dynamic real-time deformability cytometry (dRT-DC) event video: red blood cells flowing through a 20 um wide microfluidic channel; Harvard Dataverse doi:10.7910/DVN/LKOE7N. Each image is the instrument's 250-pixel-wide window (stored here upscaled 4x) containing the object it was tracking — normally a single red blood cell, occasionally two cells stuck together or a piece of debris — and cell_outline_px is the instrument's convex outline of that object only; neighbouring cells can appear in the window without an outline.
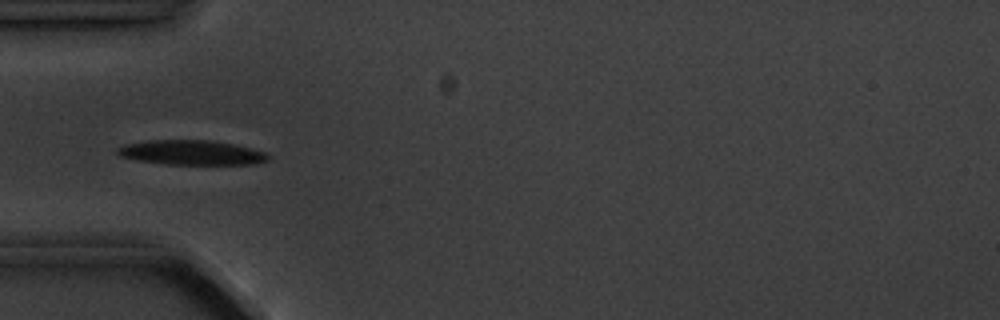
{"species": "common noctule bat (a hibernating species)", "species_latin": "Nyctalus noctula", "temperature_condition": "cold", "stored_images_in_passage": 13, "camera_frame_rate_fps": 3000, "um_per_image_px": 0.085, "animal": {"sex": "male", "body_mass_g": 20.1, "forearm_length_mm": 53.5}, "frame": {"image": 1, "passage_image": 3, "time_ms": 3.333, "image_size_px": [1000, 320], "cell_outline_px": [[268, 160], [256, 164], [168, 164], [136, 160], [120, 156], [116, 152], [116, 148], [124, 144], [148, 140], [208, 140], [232, 144], [264, 152], [268, 156]], "centroid_in_image_um": [16.21, 12.97], "position_along_channel_um": 68.8, "area_um2": 21.44}}
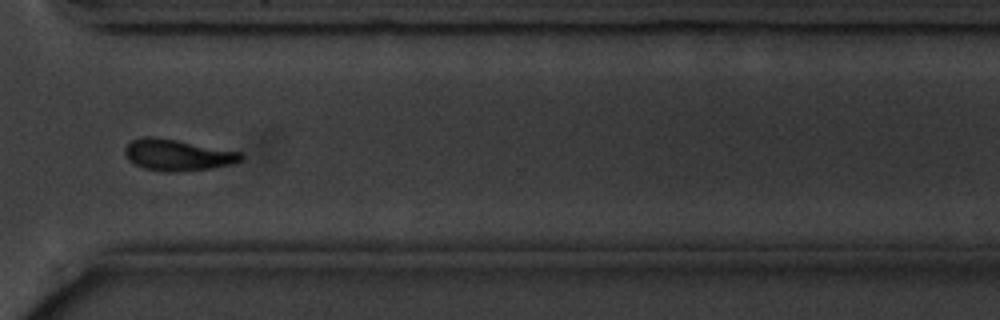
{"frame": {"image": 2, "passage_image": 10, "time_ms": 11.333, "image_size_px": [1000, 320], "cell_outline_px": [[244, 160], [232, 164], [208, 168], [176, 172], [164, 172], [144, 168], [128, 160], [124, 156], [124, 148], [132, 140], [144, 136], [148, 136], [176, 140], [240, 152], [244, 156]], "centroid_in_image_um": [15.06, 13.18], "position_along_channel_um": 355.5, "area_um2": 21.04}}
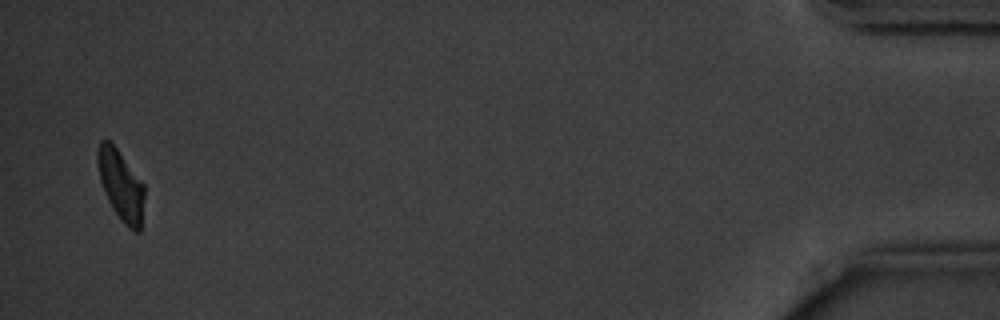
{"frame": {"image": 3, "passage_image": 13, "time_ms": 15.667, "image_size_px": [1000, 320], "cell_outline_px": [[144, 196], [140, 232], [132, 232], [124, 224], [112, 208], [104, 192], [100, 180], [96, 160], [96, 152], [100, 140], [108, 140], [116, 148], [144, 184]], "centroid_in_image_um": [10.26, 15.76], "position_along_channel_um": 424.9, "area_um2": 19.13}, "authors_computed_cell_mechanics": {"area_um2": 21.4438, "velocity_mm_per_s": 3.5841, "shape_relaxation_time_tau1_ms": 2.2553, "shape_relaxation_time_tau2_ms": 7.9314, "deformation_change_tau1": 0.0931, "deformation_change_tau2": 0.1439}}